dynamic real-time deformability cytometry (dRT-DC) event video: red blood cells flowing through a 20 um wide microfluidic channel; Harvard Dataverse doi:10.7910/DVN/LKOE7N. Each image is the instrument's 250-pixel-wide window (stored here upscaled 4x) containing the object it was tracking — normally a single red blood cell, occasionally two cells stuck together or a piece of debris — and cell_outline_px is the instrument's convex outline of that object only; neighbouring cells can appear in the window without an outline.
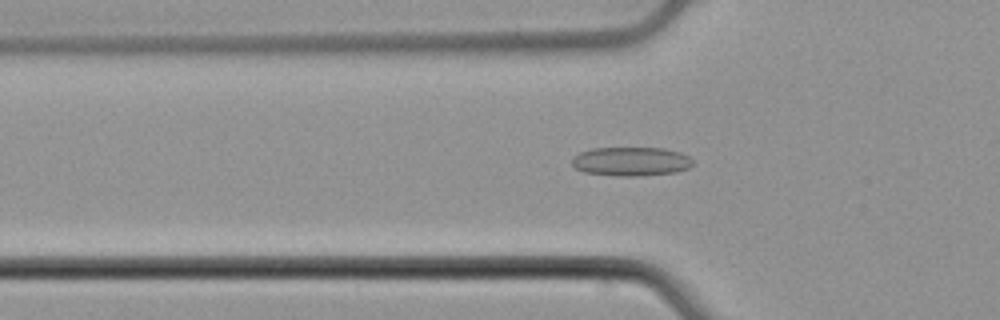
{"species": "common noctule bat (a hibernating species)", "species_latin": "Nyctalus noctula", "temperature_condition": "cold", "stored_images_in_passage": 44, "camera_frame_rate_fps": 3000, "um_per_image_px": 0.085, "animal": {"sex": "male", "body_mass_g": 21.5, "forearm_length_mm": 52.0}, "frame": {"image": 1, "passage_image": 9, "time_ms": 2.667, "image_size_px": [1000, 320], "cell_outline_px": [[692, 164], [688, 168], [676, 172], [636, 176], [616, 176], [584, 172], [576, 168], [572, 164], [572, 156], [580, 152], [592, 148], [664, 148], [680, 152], [688, 156], [692, 160]], "centroid_in_image_um": [53.61, 13.72], "position_along_channel_um": 72.2, "area_um2": 20.4}}
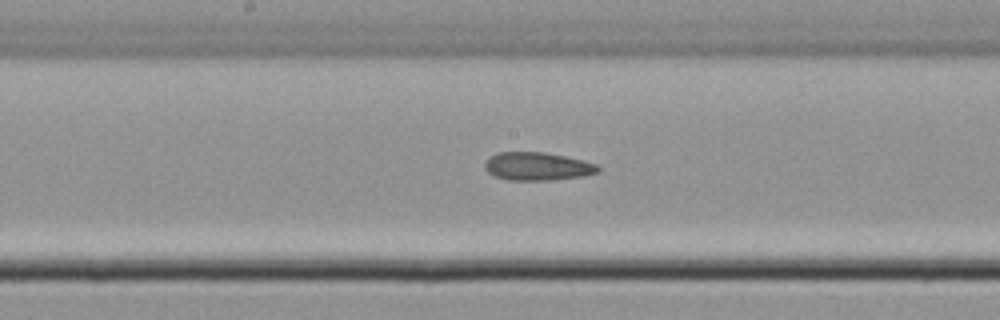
{"frame": {"image": 2, "passage_image": 19, "time_ms": 6.0, "image_size_px": [1000, 320], "cell_outline_px": [[600, 172], [584, 176], [552, 180], [508, 180], [492, 176], [484, 168], [484, 164], [496, 152], [544, 152], [584, 160], [596, 164], [600, 168]], "centroid_in_image_um": [45.69, 14.15], "position_along_channel_um": 202.5, "area_um2": 18.67}}
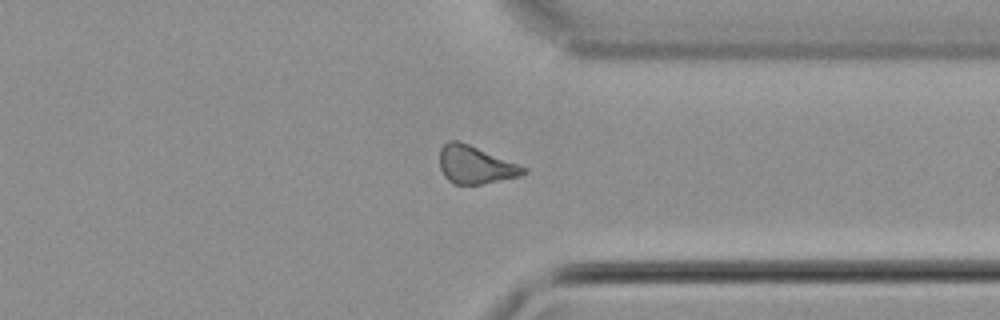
{"frame": {"image": 3, "passage_image": 32, "time_ms": 10.333, "image_size_px": [1000, 320], "cell_outline_px": [[528, 172], [520, 176], [480, 184], [456, 184], [448, 180], [444, 176], [440, 168], [440, 148], [448, 140], [456, 140], [468, 144], [528, 168]], "centroid_in_image_um": [40.39, 14.01], "position_along_channel_um": 371.0, "area_um2": 18.26}}